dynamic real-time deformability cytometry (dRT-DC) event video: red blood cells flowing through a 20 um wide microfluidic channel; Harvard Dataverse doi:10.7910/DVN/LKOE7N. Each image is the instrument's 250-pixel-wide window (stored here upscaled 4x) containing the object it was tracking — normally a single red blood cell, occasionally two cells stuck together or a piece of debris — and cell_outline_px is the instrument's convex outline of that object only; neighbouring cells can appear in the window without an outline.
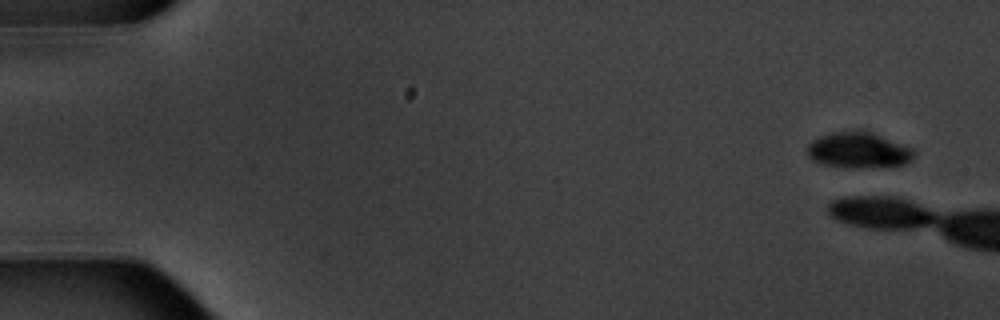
{"species": "common noctule bat (a hibernating species)", "species_latin": "Nyctalus noctula", "temperature_condition": "warm", "stored_images_in_passage": 3, "camera_frame_rate_fps": 3000, "um_per_image_px": 0.085, "animal": {"sex": "male", "body_mass_g": 20.1, "forearm_length_mm": 53.5}, "frame": {"image": 1, "passage_image": 1, "time_ms": 0.0, "image_size_px": [1000, 320], "cell_outline_px": [[916, 152], [912, 160], [904, 164], [824, 164], [812, 160], [808, 156], [808, 144], [812, 140], [820, 136], [832, 132], [856, 128], [864, 128], [912, 148]], "centroid_in_image_um": [72.96, 12.64], "position_along_channel_um": 12.0, "area_um2": 21.44}}